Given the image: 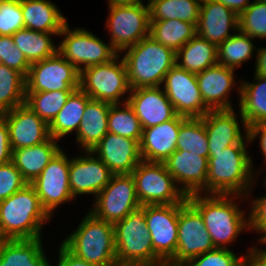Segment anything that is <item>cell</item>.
Returning a JSON list of instances; mask_svg holds the SVG:
<instances>
[{"instance_id": "cell-31", "label": "cell", "mask_w": 266, "mask_h": 266, "mask_svg": "<svg viewBox=\"0 0 266 266\" xmlns=\"http://www.w3.org/2000/svg\"><path fill=\"white\" fill-rule=\"evenodd\" d=\"M176 64L188 72L200 73L218 64L217 46L196 34L176 52Z\"/></svg>"}, {"instance_id": "cell-2", "label": "cell", "mask_w": 266, "mask_h": 266, "mask_svg": "<svg viewBox=\"0 0 266 266\" xmlns=\"http://www.w3.org/2000/svg\"><path fill=\"white\" fill-rule=\"evenodd\" d=\"M245 147V144H235L209 155L206 194L238 197L249 194L254 174L251 169L253 164Z\"/></svg>"}, {"instance_id": "cell-24", "label": "cell", "mask_w": 266, "mask_h": 266, "mask_svg": "<svg viewBox=\"0 0 266 266\" xmlns=\"http://www.w3.org/2000/svg\"><path fill=\"white\" fill-rule=\"evenodd\" d=\"M204 104L210 110L233 109L229 101L234 82V69L216 64L196 74Z\"/></svg>"}, {"instance_id": "cell-29", "label": "cell", "mask_w": 266, "mask_h": 266, "mask_svg": "<svg viewBox=\"0 0 266 266\" xmlns=\"http://www.w3.org/2000/svg\"><path fill=\"white\" fill-rule=\"evenodd\" d=\"M21 10L26 29L60 33L67 23L57 6L49 0H21Z\"/></svg>"}, {"instance_id": "cell-10", "label": "cell", "mask_w": 266, "mask_h": 266, "mask_svg": "<svg viewBox=\"0 0 266 266\" xmlns=\"http://www.w3.org/2000/svg\"><path fill=\"white\" fill-rule=\"evenodd\" d=\"M107 27L111 32V44L119 53L137 44L150 35V15L148 4L109 6Z\"/></svg>"}, {"instance_id": "cell-52", "label": "cell", "mask_w": 266, "mask_h": 266, "mask_svg": "<svg viewBox=\"0 0 266 266\" xmlns=\"http://www.w3.org/2000/svg\"><path fill=\"white\" fill-rule=\"evenodd\" d=\"M256 52L255 75L266 77V47L257 48Z\"/></svg>"}, {"instance_id": "cell-18", "label": "cell", "mask_w": 266, "mask_h": 266, "mask_svg": "<svg viewBox=\"0 0 266 266\" xmlns=\"http://www.w3.org/2000/svg\"><path fill=\"white\" fill-rule=\"evenodd\" d=\"M163 163L175 183H180L179 188L186 196L199 192L202 194L201 191L206 194L208 173L206 157L175 150Z\"/></svg>"}, {"instance_id": "cell-39", "label": "cell", "mask_w": 266, "mask_h": 266, "mask_svg": "<svg viewBox=\"0 0 266 266\" xmlns=\"http://www.w3.org/2000/svg\"><path fill=\"white\" fill-rule=\"evenodd\" d=\"M72 92H26L25 105L49 125L65 105Z\"/></svg>"}, {"instance_id": "cell-3", "label": "cell", "mask_w": 266, "mask_h": 266, "mask_svg": "<svg viewBox=\"0 0 266 266\" xmlns=\"http://www.w3.org/2000/svg\"><path fill=\"white\" fill-rule=\"evenodd\" d=\"M125 50L127 53L122 58L131 90L139 87H160L166 73L176 64V52L158 43L150 35Z\"/></svg>"}, {"instance_id": "cell-46", "label": "cell", "mask_w": 266, "mask_h": 266, "mask_svg": "<svg viewBox=\"0 0 266 266\" xmlns=\"http://www.w3.org/2000/svg\"><path fill=\"white\" fill-rule=\"evenodd\" d=\"M251 208V213L249 214L250 217H248V228L263 233V236L260 238V242L262 243L266 239V195L258 200H253Z\"/></svg>"}, {"instance_id": "cell-40", "label": "cell", "mask_w": 266, "mask_h": 266, "mask_svg": "<svg viewBox=\"0 0 266 266\" xmlns=\"http://www.w3.org/2000/svg\"><path fill=\"white\" fill-rule=\"evenodd\" d=\"M123 105L124 108L120 109L119 104H111L108 132L140 141L143 130L140 121L128 102H124Z\"/></svg>"}, {"instance_id": "cell-41", "label": "cell", "mask_w": 266, "mask_h": 266, "mask_svg": "<svg viewBox=\"0 0 266 266\" xmlns=\"http://www.w3.org/2000/svg\"><path fill=\"white\" fill-rule=\"evenodd\" d=\"M238 30L253 39H266V3L252 2L238 16Z\"/></svg>"}, {"instance_id": "cell-54", "label": "cell", "mask_w": 266, "mask_h": 266, "mask_svg": "<svg viewBox=\"0 0 266 266\" xmlns=\"http://www.w3.org/2000/svg\"><path fill=\"white\" fill-rule=\"evenodd\" d=\"M159 266H187L186 264H172L170 262H163Z\"/></svg>"}, {"instance_id": "cell-58", "label": "cell", "mask_w": 266, "mask_h": 266, "mask_svg": "<svg viewBox=\"0 0 266 266\" xmlns=\"http://www.w3.org/2000/svg\"><path fill=\"white\" fill-rule=\"evenodd\" d=\"M261 244H265L266 245V239Z\"/></svg>"}, {"instance_id": "cell-47", "label": "cell", "mask_w": 266, "mask_h": 266, "mask_svg": "<svg viewBox=\"0 0 266 266\" xmlns=\"http://www.w3.org/2000/svg\"><path fill=\"white\" fill-rule=\"evenodd\" d=\"M12 151L8 125L2 117L0 119V165L12 161Z\"/></svg>"}, {"instance_id": "cell-16", "label": "cell", "mask_w": 266, "mask_h": 266, "mask_svg": "<svg viewBox=\"0 0 266 266\" xmlns=\"http://www.w3.org/2000/svg\"><path fill=\"white\" fill-rule=\"evenodd\" d=\"M69 165L70 160L60 150L31 183L50 216L56 207L74 198L69 184Z\"/></svg>"}, {"instance_id": "cell-19", "label": "cell", "mask_w": 266, "mask_h": 266, "mask_svg": "<svg viewBox=\"0 0 266 266\" xmlns=\"http://www.w3.org/2000/svg\"><path fill=\"white\" fill-rule=\"evenodd\" d=\"M139 142L108 132L91 152L113 174H131L142 161Z\"/></svg>"}, {"instance_id": "cell-27", "label": "cell", "mask_w": 266, "mask_h": 266, "mask_svg": "<svg viewBox=\"0 0 266 266\" xmlns=\"http://www.w3.org/2000/svg\"><path fill=\"white\" fill-rule=\"evenodd\" d=\"M111 104L90 99L79 124L76 140L84 151H92L108 133V114Z\"/></svg>"}, {"instance_id": "cell-33", "label": "cell", "mask_w": 266, "mask_h": 266, "mask_svg": "<svg viewBox=\"0 0 266 266\" xmlns=\"http://www.w3.org/2000/svg\"><path fill=\"white\" fill-rule=\"evenodd\" d=\"M197 34L194 23L178 19L150 20V36L177 52Z\"/></svg>"}, {"instance_id": "cell-5", "label": "cell", "mask_w": 266, "mask_h": 266, "mask_svg": "<svg viewBox=\"0 0 266 266\" xmlns=\"http://www.w3.org/2000/svg\"><path fill=\"white\" fill-rule=\"evenodd\" d=\"M114 225L118 266H159L145 220V205L132 210Z\"/></svg>"}, {"instance_id": "cell-9", "label": "cell", "mask_w": 266, "mask_h": 266, "mask_svg": "<svg viewBox=\"0 0 266 266\" xmlns=\"http://www.w3.org/2000/svg\"><path fill=\"white\" fill-rule=\"evenodd\" d=\"M62 35L64 39L58 45V52L79 71L89 66L110 62L118 55L111 44L103 43L86 29L70 30L66 23L59 33V36ZM81 64H84V67H81Z\"/></svg>"}, {"instance_id": "cell-17", "label": "cell", "mask_w": 266, "mask_h": 266, "mask_svg": "<svg viewBox=\"0 0 266 266\" xmlns=\"http://www.w3.org/2000/svg\"><path fill=\"white\" fill-rule=\"evenodd\" d=\"M2 117L8 125L12 150L38 145L51 137L49 125L25 104L4 112Z\"/></svg>"}, {"instance_id": "cell-13", "label": "cell", "mask_w": 266, "mask_h": 266, "mask_svg": "<svg viewBox=\"0 0 266 266\" xmlns=\"http://www.w3.org/2000/svg\"><path fill=\"white\" fill-rule=\"evenodd\" d=\"M215 249L200 212L186 199L179 203L178 240L172 264H186L192 258Z\"/></svg>"}, {"instance_id": "cell-44", "label": "cell", "mask_w": 266, "mask_h": 266, "mask_svg": "<svg viewBox=\"0 0 266 266\" xmlns=\"http://www.w3.org/2000/svg\"><path fill=\"white\" fill-rule=\"evenodd\" d=\"M0 58L2 65L20 72L25 78L31 63L14 44L12 36L0 35Z\"/></svg>"}, {"instance_id": "cell-25", "label": "cell", "mask_w": 266, "mask_h": 266, "mask_svg": "<svg viewBox=\"0 0 266 266\" xmlns=\"http://www.w3.org/2000/svg\"><path fill=\"white\" fill-rule=\"evenodd\" d=\"M233 110H209L203 116L209 155L235 144H245Z\"/></svg>"}, {"instance_id": "cell-22", "label": "cell", "mask_w": 266, "mask_h": 266, "mask_svg": "<svg viewBox=\"0 0 266 266\" xmlns=\"http://www.w3.org/2000/svg\"><path fill=\"white\" fill-rule=\"evenodd\" d=\"M187 117L173 119L142 130L140 153L143 161L163 163L175 150L181 123Z\"/></svg>"}, {"instance_id": "cell-48", "label": "cell", "mask_w": 266, "mask_h": 266, "mask_svg": "<svg viewBox=\"0 0 266 266\" xmlns=\"http://www.w3.org/2000/svg\"><path fill=\"white\" fill-rule=\"evenodd\" d=\"M259 134L261 135L259 138L260 148L266 160V120L258 122L248 128V133H245V137L247 138L246 142L249 143L253 141L254 138H256V136L258 137Z\"/></svg>"}, {"instance_id": "cell-55", "label": "cell", "mask_w": 266, "mask_h": 266, "mask_svg": "<svg viewBox=\"0 0 266 266\" xmlns=\"http://www.w3.org/2000/svg\"><path fill=\"white\" fill-rule=\"evenodd\" d=\"M255 2H263V3H266V0H255Z\"/></svg>"}, {"instance_id": "cell-34", "label": "cell", "mask_w": 266, "mask_h": 266, "mask_svg": "<svg viewBox=\"0 0 266 266\" xmlns=\"http://www.w3.org/2000/svg\"><path fill=\"white\" fill-rule=\"evenodd\" d=\"M50 35H59V33H44L23 28L14 33L12 39L14 44L32 64L51 57L58 52V47L54 45Z\"/></svg>"}, {"instance_id": "cell-38", "label": "cell", "mask_w": 266, "mask_h": 266, "mask_svg": "<svg viewBox=\"0 0 266 266\" xmlns=\"http://www.w3.org/2000/svg\"><path fill=\"white\" fill-rule=\"evenodd\" d=\"M230 38L222 42L218 47V64L236 69L243 62L250 59L254 47L250 36L237 30Z\"/></svg>"}, {"instance_id": "cell-12", "label": "cell", "mask_w": 266, "mask_h": 266, "mask_svg": "<svg viewBox=\"0 0 266 266\" xmlns=\"http://www.w3.org/2000/svg\"><path fill=\"white\" fill-rule=\"evenodd\" d=\"M80 88V71L59 52L31 64L26 92L74 91Z\"/></svg>"}, {"instance_id": "cell-56", "label": "cell", "mask_w": 266, "mask_h": 266, "mask_svg": "<svg viewBox=\"0 0 266 266\" xmlns=\"http://www.w3.org/2000/svg\"><path fill=\"white\" fill-rule=\"evenodd\" d=\"M243 266H250L248 262H246Z\"/></svg>"}, {"instance_id": "cell-26", "label": "cell", "mask_w": 266, "mask_h": 266, "mask_svg": "<svg viewBox=\"0 0 266 266\" xmlns=\"http://www.w3.org/2000/svg\"><path fill=\"white\" fill-rule=\"evenodd\" d=\"M57 139L50 137L46 142L12 151V162L23 179L31 184L61 150Z\"/></svg>"}, {"instance_id": "cell-35", "label": "cell", "mask_w": 266, "mask_h": 266, "mask_svg": "<svg viewBox=\"0 0 266 266\" xmlns=\"http://www.w3.org/2000/svg\"><path fill=\"white\" fill-rule=\"evenodd\" d=\"M150 20L178 19L196 26L201 0H148Z\"/></svg>"}, {"instance_id": "cell-50", "label": "cell", "mask_w": 266, "mask_h": 266, "mask_svg": "<svg viewBox=\"0 0 266 266\" xmlns=\"http://www.w3.org/2000/svg\"><path fill=\"white\" fill-rule=\"evenodd\" d=\"M249 251L246 257L250 266H266V249L260 251L253 247Z\"/></svg>"}, {"instance_id": "cell-42", "label": "cell", "mask_w": 266, "mask_h": 266, "mask_svg": "<svg viewBox=\"0 0 266 266\" xmlns=\"http://www.w3.org/2000/svg\"><path fill=\"white\" fill-rule=\"evenodd\" d=\"M247 257L235 255L228 248H215L192 258L187 266H243Z\"/></svg>"}, {"instance_id": "cell-20", "label": "cell", "mask_w": 266, "mask_h": 266, "mask_svg": "<svg viewBox=\"0 0 266 266\" xmlns=\"http://www.w3.org/2000/svg\"><path fill=\"white\" fill-rule=\"evenodd\" d=\"M161 87H139L130 90L125 100L132 107L142 129L156 126L173 119L175 113L172 103Z\"/></svg>"}, {"instance_id": "cell-45", "label": "cell", "mask_w": 266, "mask_h": 266, "mask_svg": "<svg viewBox=\"0 0 266 266\" xmlns=\"http://www.w3.org/2000/svg\"><path fill=\"white\" fill-rule=\"evenodd\" d=\"M27 184L12 161L0 165V202Z\"/></svg>"}, {"instance_id": "cell-57", "label": "cell", "mask_w": 266, "mask_h": 266, "mask_svg": "<svg viewBox=\"0 0 266 266\" xmlns=\"http://www.w3.org/2000/svg\"><path fill=\"white\" fill-rule=\"evenodd\" d=\"M2 116H3V113L0 111V119L2 118Z\"/></svg>"}, {"instance_id": "cell-53", "label": "cell", "mask_w": 266, "mask_h": 266, "mask_svg": "<svg viewBox=\"0 0 266 266\" xmlns=\"http://www.w3.org/2000/svg\"><path fill=\"white\" fill-rule=\"evenodd\" d=\"M109 6H115V5H134L142 3L141 0H109L108 1Z\"/></svg>"}, {"instance_id": "cell-28", "label": "cell", "mask_w": 266, "mask_h": 266, "mask_svg": "<svg viewBox=\"0 0 266 266\" xmlns=\"http://www.w3.org/2000/svg\"><path fill=\"white\" fill-rule=\"evenodd\" d=\"M41 237L0 240V266H48Z\"/></svg>"}, {"instance_id": "cell-7", "label": "cell", "mask_w": 266, "mask_h": 266, "mask_svg": "<svg viewBox=\"0 0 266 266\" xmlns=\"http://www.w3.org/2000/svg\"><path fill=\"white\" fill-rule=\"evenodd\" d=\"M131 175L141 205H168L183 203L187 199L164 163L142 160Z\"/></svg>"}, {"instance_id": "cell-4", "label": "cell", "mask_w": 266, "mask_h": 266, "mask_svg": "<svg viewBox=\"0 0 266 266\" xmlns=\"http://www.w3.org/2000/svg\"><path fill=\"white\" fill-rule=\"evenodd\" d=\"M199 194L188 195L187 200L200 212L215 248L226 249L225 244L233 242L249 227V220L245 219L237 203H233L236 195Z\"/></svg>"}, {"instance_id": "cell-37", "label": "cell", "mask_w": 266, "mask_h": 266, "mask_svg": "<svg viewBox=\"0 0 266 266\" xmlns=\"http://www.w3.org/2000/svg\"><path fill=\"white\" fill-rule=\"evenodd\" d=\"M208 137L203 117H187L180 126L176 150L209 158Z\"/></svg>"}, {"instance_id": "cell-23", "label": "cell", "mask_w": 266, "mask_h": 266, "mask_svg": "<svg viewBox=\"0 0 266 266\" xmlns=\"http://www.w3.org/2000/svg\"><path fill=\"white\" fill-rule=\"evenodd\" d=\"M197 35L217 47L230 38L229 29L238 30V15L215 0H201Z\"/></svg>"}, {"instance_id": "cell-49", "label": "cell", "mask_w": 266, "mask_h": 266, "mask_svg": "<svg viewBox=\"0 0 266 266\" xmlns=\"http://www.w3.org/2000/svg\"><path fill=\"white\" fill-rule=\"evenodd\" d=\"M48 266L51 265L48 263ZM57 266H100V265L90 263L83 259L77 258L61 244L59 249V261Z\"/></svg>"}, {"instance_id": "cell-51", "label": "cell", "mask_w": 266, "mask_h": 266, "mask_svg": "<svg viewBox=\"0 0 266 266\" xmlns=\"http://www.w3.org/2000/svg\"><path fill=\"white\" fill-rule=\"evenodd\" d=\"M231 9L236 15H240L251 3L249 0H215Z\"/></svg>"}, {"instance_id": "cell-21", "label": "cell", "mask_w": 266, "mask_h": 266, "mask_svg": "<svg viewBox=\"0 0 266 266\" xmlns=\"http://www.w3.org/2000/svg\"><path fill=\"white\" fill-rule=\"evenodd\" d=\"M85 153L87 157L78 156L70 159L69 184L73 197L78 194H95L96 197L113 175L98 157L93 156V152Z\"/></svg>"}, {"instance_id": "cell-30", "label": "cell", "mask_w": 266, "mask_h": 266, "mask_svg": "<svg viewBox=\"0 0 266 266\" xmlns=\"http://www.w3.org/2000/svg\"><path fill=\"white\" fill-rule=\"evenodd\" d=\"M256 83L243 82L238 88L240 94V118L248 133V128L266 120V77L255 75Z\"/></svg>"}, {"instance_id": "cell-32", "label": "cell", "mask_w": 266, "mask_h": 266, "mask_svg": "<svg viewBox=\"0 0 266 266\" xmlns=\"http://www.w3.org/2000/svg\"><path fill=\"white\" fill-rule=\"evenodd\" d=\"M90 99L81 88L75 89L49 124L50 136L58 140L74 130L77 133L85 106Z\"/></svg>"}, {"instance_id": "cell-14", "label": "cell", "mask_w": 266, "mask_h": 266, "mask_svg": "<svg viewBox=\"0 0 266 266\" xmlns=\"http://www.w3.org/2000/svg\"><path fill=\"white\" fill-rule=\"evenodd\" d=\"M163 83L164 92L177 115L203 117L210 110L202 99L196 74L175 64L166 73Z\"/></svg>"}, {"instance_id": "cell-15", "label": "cell", "mask_w": 266, "mask_h": 266, "mask_svg": "<svg viewBox=\"0 0 266 266\" xmlns=\"http://www.w3.org/2000/svg\"><path fill=\"white\" fill-rule=\"evenodd\" d=\"M179 203L145 205V220L156 256L170 262L176 252L178 240Z\"/></svg>"}, {"instance_id": "cell-36", "label": "cell", "mask_w": 266, "mask_h": 266, "mask_svg": "<svg viewBox=\"0 0 266 266\" xmlns=\"http://www.w3.org/2000/svg\"><path fill=\"white\" fill-rule=\"evenodd\" d=\"M26 78L18 71L0 65V111L25 104Z\"/></svg>"}, {"instance_id": "cell-43", "label": "cell", "mask_w": 266, "mask_h": 266, "mask_svg": "<svg viewBox=\"0 0 266 266\" xmlns=\"http://www.w3.org/2000/svg\"><path fill=\"white\" fill-rule=\"evenodd\" d=\"M23 28L21 0H3L0 3V35L12 36Z\"/></svg>"}, {"instance_id": "cell-6", "label": "cell", "mask_w": 266, "mask_h": 266, "mask_svg": "<svg viewBox=\"0 0 266 266\" xmlns=\"http://www.w3.org/2000/svg\"><path fill=\"white\" fill-rule=\"evenodd\" d=\"M77 258L100 266H118L114 225L98 219L91 212L78 228L61 243Z\"/></svg>"}, {"instance_id": "cell-1", "label": "cell", "mask_w": 266, "mask_h": 266, "mask_svg": "<svg viewBox=\"0 0 266 266\" xmlns=\"http://www.w3.org/2000/svg\"><path fill=\"white\" fill-rule=\"evenodd\" d=\"M31 184L0 202V240L37 239L50 219Z\"/></svg>"}, {"instance_id": "cell-8", "label": "cell", "mask_w": 266, "mask_h": 266, "mask_svg": "<svg viewBox=\"0 0 266 266\" xmlns=\"http://www.w3.org/2000/svg\"><path fill=\"white\" fill-rule=\"evenodd\" d=\"M117 55L110 62L83 68L80 71V88L94 100L110 104H120V97L124 96L130 85L127 69L123 58Z\"/></svg>"}, {"instance_id": "cell-11", "label": "cell", "mask_w": 266, "mask_h": 266, "mask_svg": "<svg viewBox=\"0 0 266 266\" xmlns=\"http://www.w3.org/2000/svg\"><path fill=\"white\" fill-rule=\"evenodd\" d=\"M90 212L98 219L116 223L141 206L131 174H113L109 183L96 195Z\"/></svg>"}]
</instances>
